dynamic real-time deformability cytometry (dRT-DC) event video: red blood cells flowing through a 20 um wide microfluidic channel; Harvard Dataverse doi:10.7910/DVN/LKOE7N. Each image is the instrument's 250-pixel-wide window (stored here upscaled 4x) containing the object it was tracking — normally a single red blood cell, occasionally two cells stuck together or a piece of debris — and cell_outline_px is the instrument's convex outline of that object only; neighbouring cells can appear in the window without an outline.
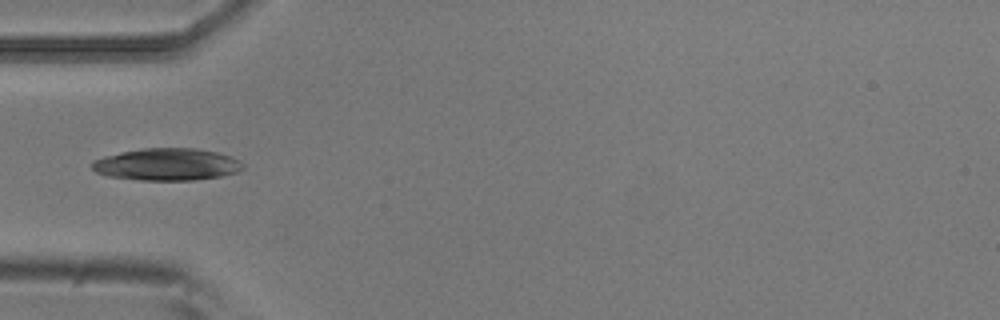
{"species": "common noctule bat (a hibernating species)", "species_latin": "Nyctalus noctula", "temperature_condition": "room temperature", "stored_images_in_passage": 3, "camera_frame_rate_fps": 3000, "um_per_image_px": 0.085, "animal": {"sex": "male", "body_mass_g": 20.5, "forearm_length_mm": 52.5}, "frame": {"image": 1, "passage_image": 3, "time_ms": 0.667, "image_size_px": [1000, 320], "cell_outline_px": [[244, 168], [240, 172], [220, 176], [196, 180], [140, 180], [108, 176], [96, 172], [92, 168], [92, 160], [104, 156], [120, 152], [144, 148], [196, 148], [216, 152], [232, 156], [240, 160], [244, 164]], "centroid_in_image_um": [14.22, 13.97], "position_along_channel_um": 70.8, "area_um2": 28.5}}